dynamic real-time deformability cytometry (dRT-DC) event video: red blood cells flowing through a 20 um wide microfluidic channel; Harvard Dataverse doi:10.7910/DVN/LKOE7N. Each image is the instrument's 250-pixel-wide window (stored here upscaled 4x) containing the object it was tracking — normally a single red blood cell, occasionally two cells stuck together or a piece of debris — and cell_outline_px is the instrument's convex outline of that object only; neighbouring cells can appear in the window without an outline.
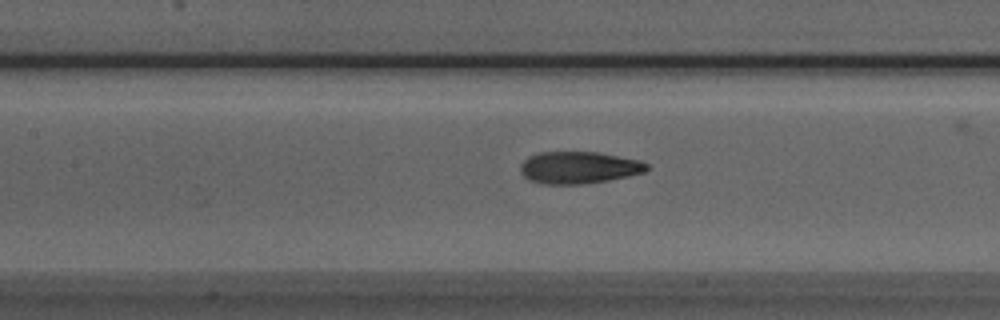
{"species": "Egyptian fruit bat (a non-hibernating species)", "species_latin": "Rousettus aegyptiacus", "temperature_condition": "room temperature", "stored_images_in_passage": 43, "camera_frame_rate_fps": 3000, "um_per_image_px": 0.085, "animal": {"sex": "male"}, "frame": {"image": 1, "passage_image": 23, "time_ms": 7.333, "image_size_px": [1000, 320], "cell_outline_px": [[648, 168], [644, 172], [628, 176], [608, 180], [580, 184], [544, 184], [532, 180], [524, 176], [520, 172], [520, 164], [528, 156], [540, 152], [596, 152], [640, 160], [648, 164]], "centroid_in_image_um": [49.18, 14.24], "position_along_channel_um": 158.2, "area_um2": 23.47}}
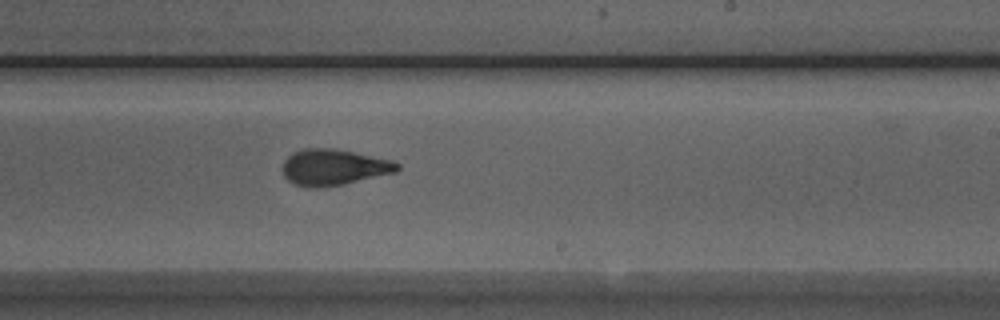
{"frame": {"image": 2, "passage_image": 31, "time_ms": 10.0, "image_size_px": [1000, 320], "cell_outline_px": [[400, 168], [396, 172], [344, 184], [324, 188], [308, 188], [296, 184], [288, 180], [284, 176], [284, 160], [292, 152], [304, 148], [332, 148], [392, 160], [400, 164]], "centroid_in_image_um": [28.36, 14.22], "position_along_channel_um": 260.6, "area_um2": 24.1}}
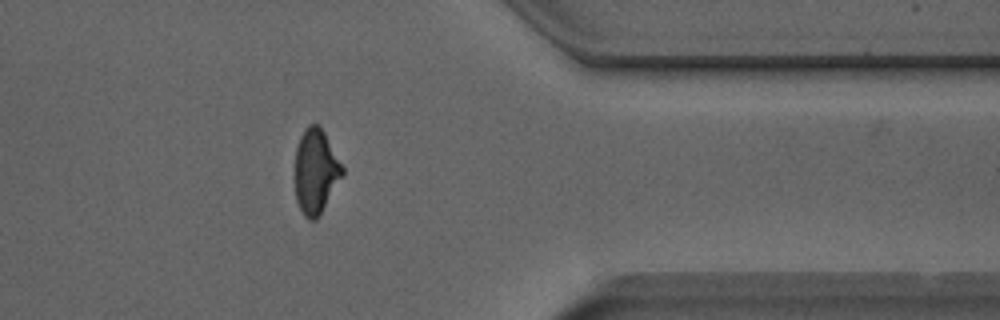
{"frame": {"image": 3, "passage_image": 42, "time_ms": 13.667, "image_size_px": [1000, 320], "cell_outline_px": [[344, 172], [316, 220], [308, 220], [304, 216], [296, 200], [296, 148], [300, 136], [304, 128], [308, 124], [320, 124], [344, 168]], "centroid_in_image_um": [26.83, 14.52], "position_along_channel_um": 384.6, "area_um2": 23.06}}